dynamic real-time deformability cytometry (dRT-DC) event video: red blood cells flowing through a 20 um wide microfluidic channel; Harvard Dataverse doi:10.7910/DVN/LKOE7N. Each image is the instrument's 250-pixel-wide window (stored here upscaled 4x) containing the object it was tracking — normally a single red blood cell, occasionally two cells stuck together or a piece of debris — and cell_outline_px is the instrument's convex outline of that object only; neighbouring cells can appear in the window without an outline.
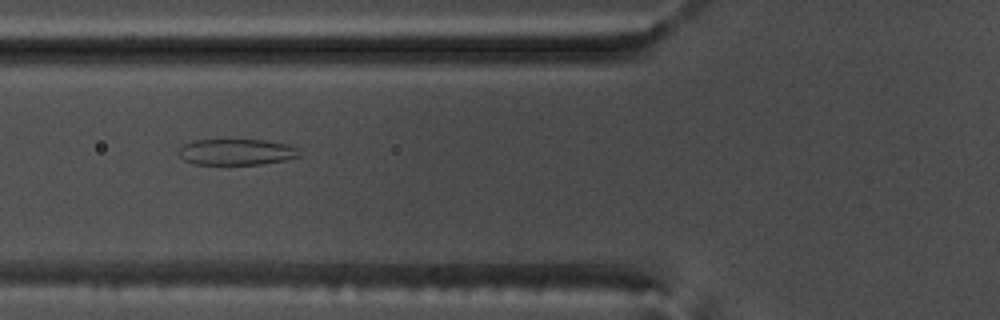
{"species": "common noctule bat (a hibernating species)", "species_latin": "Nyctalus noctula", "temperature_condition": "warm", "stored_images_in_passage": 55, "camera_frame_rate_fps": 3000, "um_per_image_px": 0.085, "animal": {"sex": "male", "body_mass_g": 17.5, "forearm_length_mm": 52.3}, "frame": {"image": 1, "passage_image": 21, "time_ms": 6.667, "image_size_px": [1000, 320], "cell_outline_px": [[300, 156], [284, 160], [260, 164], [192, 164], [184, 160], [180, 156], [180, 148], [184, 144], [192, 140], [264, 140], [288, 144], [300, 148]], "centroid_in_image_um": [20.13, 12.91], "position_along_channel_um": 105.7, "area_um2": 18.32}}
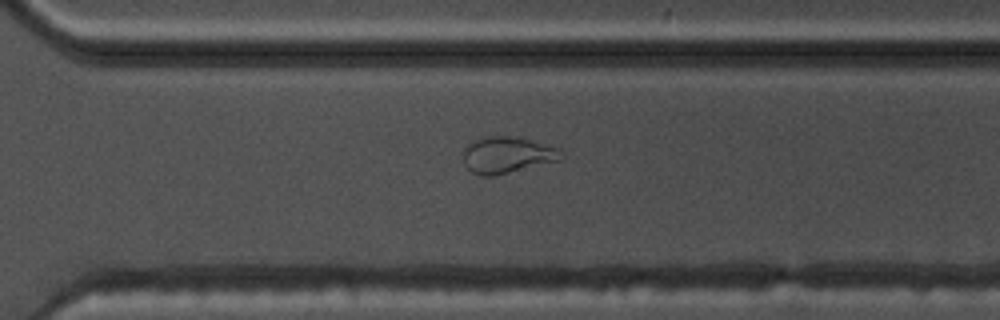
{"frame": {"image": 2, "passage_image": 39, "time_ms": 12.667, "image_size_px": [1000, 320], "cell_outline_px": [[564, 160], [496, 176], [480, 176], [472, 172], [464, 164], [464, 148], [468, 144], [484, 136], [516, 136], [532, 140], [560, 148]], "centroid_in_image_um": [43.16, 13.18], "position_along_channel_um": 327.4, "area_um2": 21.27}}
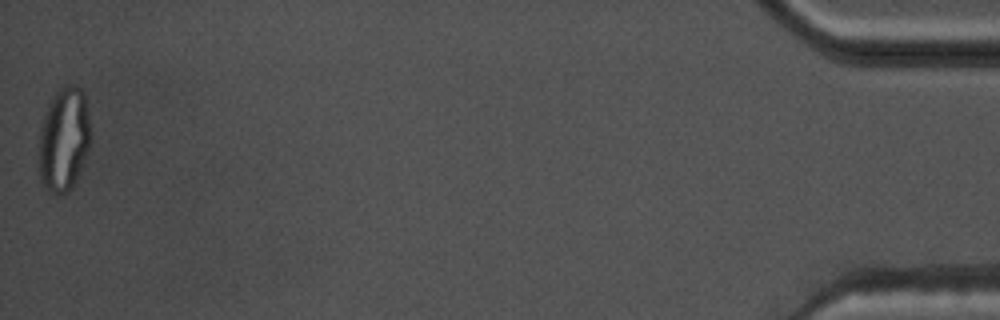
{"frame": {"image": 3, "passage_image": 55, "time_ms": 18.0, "image_size_px": [1000, 320], "cell_outline_px": [[92, 144], [76, 180], [68, 192], [52, 192], [44, 184], [40, 176], [40, 128], [48, 104], [56, 92], [68, 84], [76, 84], [84, 92], [92, 132]], "centroid_in_image_um": [5.49, 11.79], "position_along_channel_um": 429.7, "area_um2": 31.33}, "authors_computed_cell_mechanics": {"area_um2": 24.2182, "velocity_mm_per_s": 3.7019, "shape_relaxation_time_tau1_ms": null, "shape_relaxation_time_tau2_ms": 1.1478, "deformation_change_tau1": null, "deformation_change_tau2": 0.0861}}